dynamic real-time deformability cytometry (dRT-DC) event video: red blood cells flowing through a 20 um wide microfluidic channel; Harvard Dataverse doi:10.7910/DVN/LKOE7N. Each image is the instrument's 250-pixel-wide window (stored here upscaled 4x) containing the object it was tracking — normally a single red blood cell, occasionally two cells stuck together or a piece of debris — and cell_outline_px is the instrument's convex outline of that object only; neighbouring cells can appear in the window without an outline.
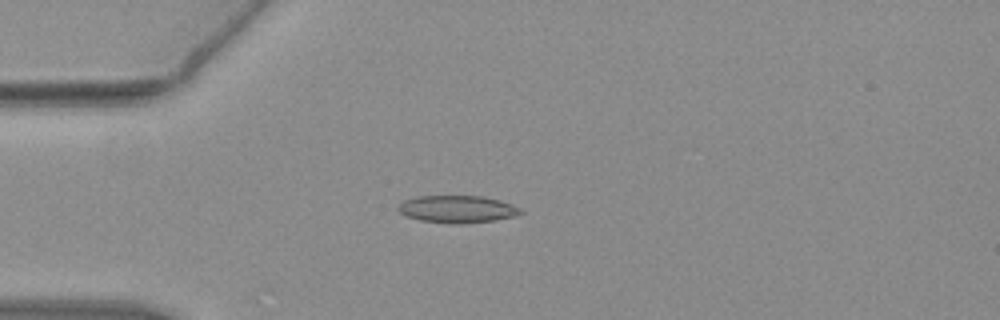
{"species": "common noctule bat (a hibernating species)", "species_latin": "Nyctalus noctula", "temperature_condition": "warm", "stored_images_in_passage": 55, "camera_frame_rate_fps": 3000, "um_per_image_px": 0.085, "animal": {"sex": "female", "body_mass_g": 19.3, "forearm_length_mm": 54.1}, "frame": {"image": 1, "passage_image": 15, "time_ms": 4.667, "image_size_px": [1000, 320], "cell_outline_px": [[524, 212], [516, 216], [496, 220], [452, 224], [420, 220], [404, 216], [396, 208], [404, 200], [416, 196], [480, 196], [500, 200], [512, 204], [520, 208]], "centroid_in_image_um": [38.86, 17.77], "position_along_channel_um": 46.1, "area_um2": 19.54}}
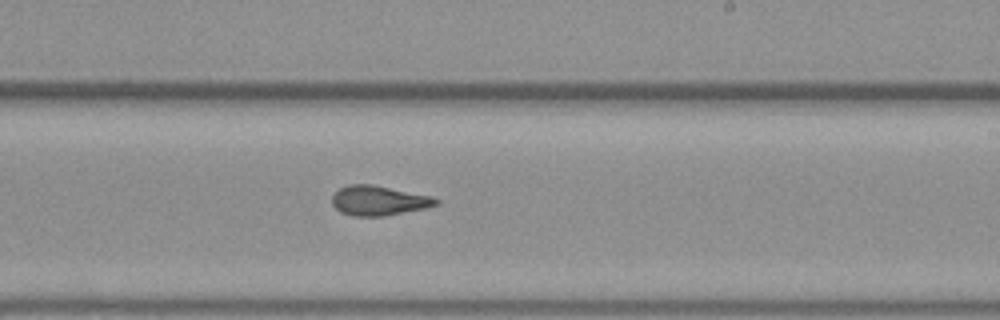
{"frame": {"image": 2, "passage_image": 33, "time_ms": 10.667, "image_size_px": [1000, 320], "cell_outline_px": [[440, 204], [424, 208], [384, 216], [352, 216], [340, 212], [332, 204], [332, 196], [340, 188], [348, 184], [372, 184], [432, 196], [440, 200]], "centroid_in_image_um": [32.19, 17.05], "position_along_channel_um": 256.8, "area_um2": 18.03}}
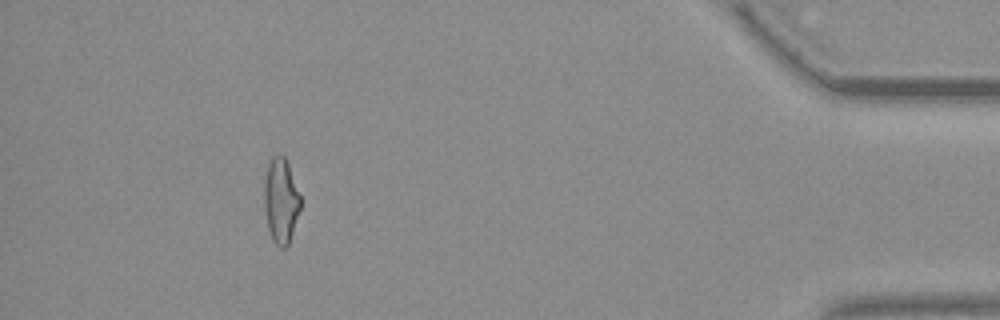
{"frame": {"image": 3, "passage_image": 50, "time_ms": 16.333, "image_size_px": [1000, 320], "cell_outline_px": [[300, 208], [288, 244], [284, 248], [280, 248], [272, 240], [268, 228], [264, 208], [264, 180], [268, 164], [272, 156], [284, 156], [288, 164], [300, 196]], "centroid_in_image_um": [23.85, 17.06], "position_along_channel_um": 411.3, "area_um2": 17.69}, "authors_computed_cell_mechanics": {"area_um2": 18.3804, "velocity_mm_per_s": 3.8013, "shape_relaxation_time_tau1_ms": 7.4449, "shape_relaxation_time_tau2_ms": 1.7208, "deformation_change_tau1": 0.2201, "deformation_change_tau2": 0.1086}}